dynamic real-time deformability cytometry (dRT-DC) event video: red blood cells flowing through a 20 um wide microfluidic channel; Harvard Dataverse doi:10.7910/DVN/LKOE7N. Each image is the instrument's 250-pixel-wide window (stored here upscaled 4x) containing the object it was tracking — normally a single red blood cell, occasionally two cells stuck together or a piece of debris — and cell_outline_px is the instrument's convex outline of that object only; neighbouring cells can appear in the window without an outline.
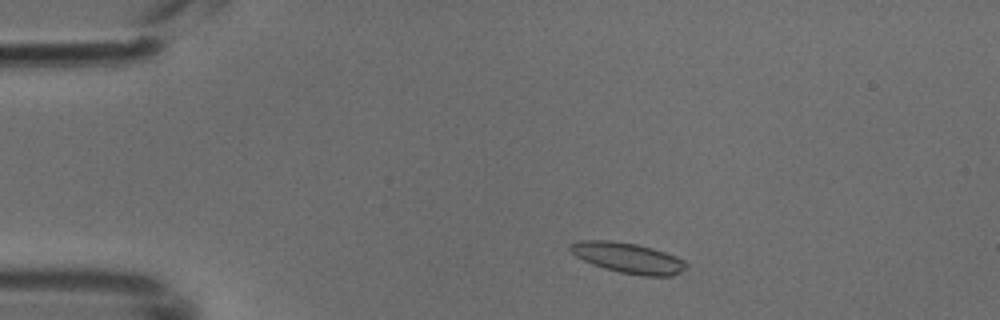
{"species": "common noctule bat (a hibernating species)", "species_latin": "Nyctalus noctula", "temperature_condition": "cold", "stored_images_in_passage": 17, "camera_frame_rate_fps": 3000, "um_per_image_px": 0.085, "animal": {"sex": "male", "body_mass_g": 18.8}, "frame": {"image": 1, "passage_image": 5, "time_ms": 1.333, "image_size_px": [1000, 320], "cell_outline_px": [[688, 264], [680, 272], [672, 276], [640, 276], [620, 272], [604, 268], [592, 264], [576, 256], [568, 248], [568, 244], [580, 240], [608, 240], [636, 244], [652, 248], [676, 256], [684, 260]], "centroid_in_image_um": [53.37, 21.92], "position_along_channel_um": 31.6, "area_um2": 20.52}}
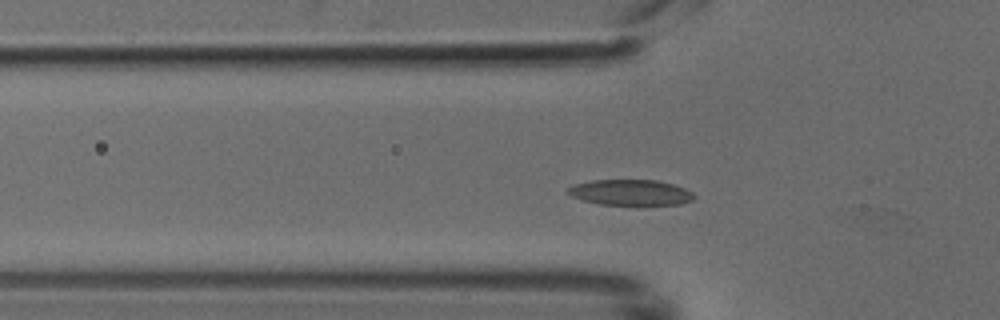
{"frame": {"image": 2, "passage_image": 12, "time_ms": 3.667, "image_size_px": [1000, 320], "cell_outline_px": [[696, 196], [692, 200], [680, 204], [600, 204], [584, 200], [572, 196], [568, 192], [568, 188], [572, 184], [592, 180], [656, 180], [672, 184], [684, 188], [692, 192]], "centroid_in_image_um": [53.59, 16.34], "position_along_channel_um": 72.2, "area_um2": 18.61}}
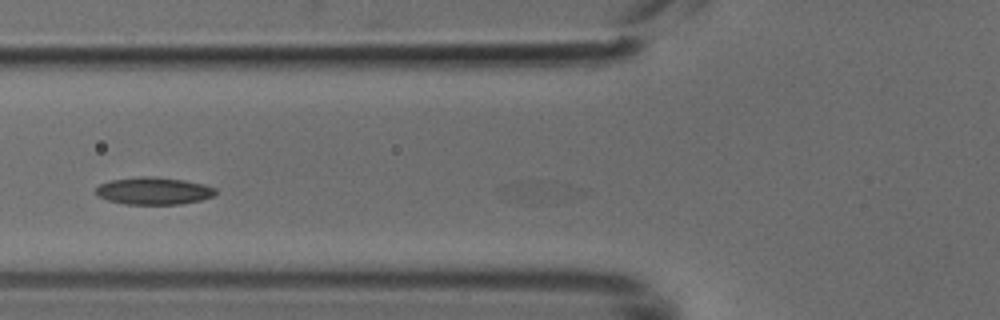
{"frame": {"image": 3, "passage_image": 15, "time_ms": 4.667, "image_size_px": [1000, 320], "cell_outline_px": [[216, 192], [212, 196], [200, 200], [180, 204], [124, 204], [108, 200], [100, 196], [96, 192], [96, 188], [100, 184], [112, 180], [144, 176], [148, 176], [184, 180], [204, 184], [216, 188]], "centroid_in_image_um": [13.08, 16.23], "position_along_channel_um": 112.7, "area_um2": 18.79}}